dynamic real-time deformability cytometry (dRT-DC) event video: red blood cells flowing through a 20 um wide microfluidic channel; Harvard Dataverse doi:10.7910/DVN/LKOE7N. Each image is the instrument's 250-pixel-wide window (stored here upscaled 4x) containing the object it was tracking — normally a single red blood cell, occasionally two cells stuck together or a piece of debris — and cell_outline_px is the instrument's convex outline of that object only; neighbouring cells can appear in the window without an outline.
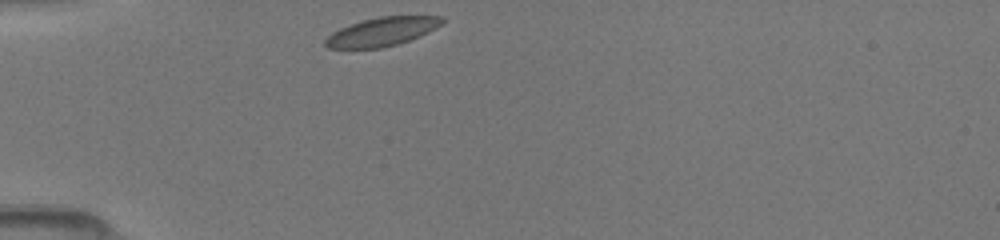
{"species": "common noctule bat (a hibernating species)", "species_latin": "Nyctalus noctula", "temperature_condition": "room temperature", "stored_images_in_passage": 30, "camera_frame_rate_fps": 3000, "um_per_image_px": 0.085, "animal": {"sex": "female", "body_mass_g": 19.5, "forearm_length_mm": 54.1}, "frame": {"image": 1, "passage_image": 1, "time_ms": 0.0, "image_size_px": [1000, 240], "cell_outline_px": [[448, 20], [428, 32], [408, 40], [396, 44], [380, 48], [328, 48], [324, 44], [324, 40], [332, 32], [340, 28], [364, 20], [380, 16], [444, 16]], "centroid_in_image_um": [32.49, 2.68], "position_along_channel_um": 52.5, "area_um2": 19.31}}
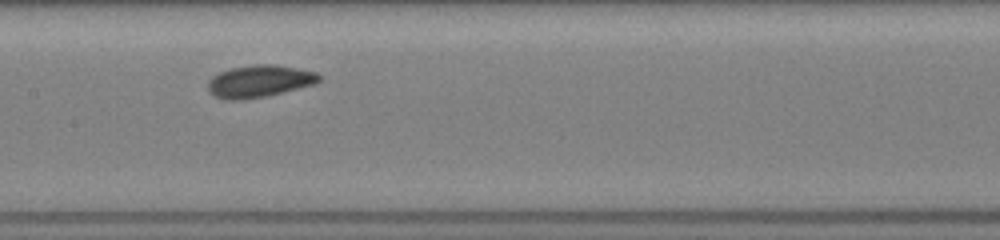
{"frame": {"image": 2, "passage_image": 12, "time_ms": 3.667, "image_size_px": [1000, 240], "cell_outline_px": [[324, 76], [316, 84], [268, 96], [244, 100], [224, 100], [208, 92], [208, 80], [212, 76], [228, 68], [252, 64], [272, 64], [300, 68], [316, 72]], "centroid_in_image_um": [22.06, 6.9], "position_along_channel_um": 185.3, "area_um2": 21.39}}
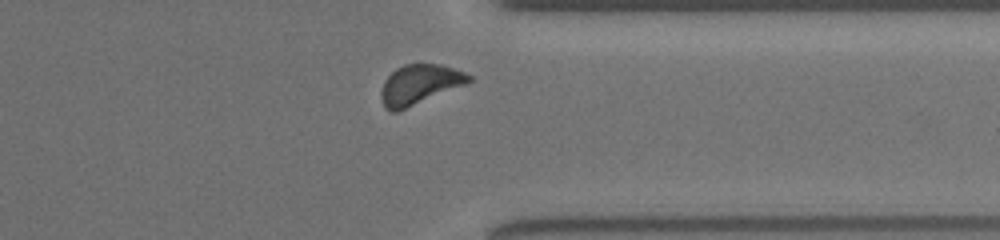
{"frame": {"image": 3, "passage_image": 26, "time_ms": 8.333, "image_size_px": [1000, 240], "cell_outline_px": [[472, 80], [468, 84], [396, 112], [392, 112], [384, 108], [380, 96], [380, 92], [384, 80], [396, 68], [404, 64], [440, 64], [464, 72], [472, 76]], "centroid_in_image_um": [35.65, 7.19], "position_along_channel_um": 375.7, "area_um2": 20.46}}